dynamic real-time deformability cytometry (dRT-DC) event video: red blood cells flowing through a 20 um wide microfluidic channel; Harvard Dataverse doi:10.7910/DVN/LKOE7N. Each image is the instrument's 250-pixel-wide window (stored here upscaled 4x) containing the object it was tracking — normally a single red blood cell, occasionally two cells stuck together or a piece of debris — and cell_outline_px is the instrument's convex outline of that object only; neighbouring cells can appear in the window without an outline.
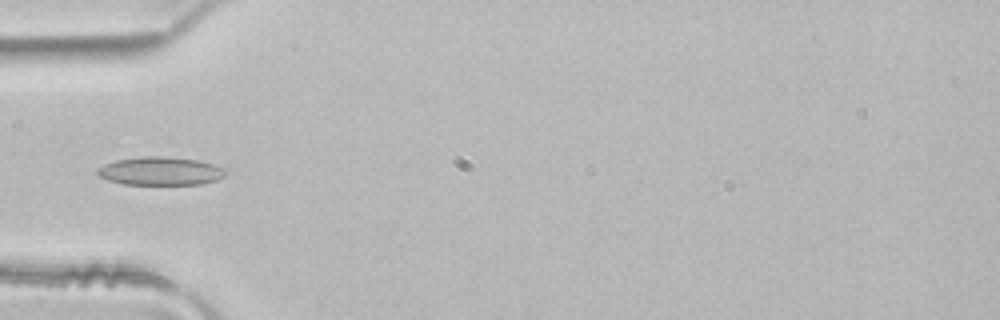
{"species": "common noctule bat (a hibernating species)", "species_latin": "Nyctalus noctula", "temperature_condition": "room temperature", "stored_images_in_passage": 3, "camera_frame_rate_fps": 3000, "um_per_image_px": 0.085, "animal": {"sex": "male", "body_mass_g": 21.5, "forearm_length_mm": 52.0}, "frame": {"image": 1, "passage_image": 3, "time_ms": 0.667, "image_size_px": [1000, 320], "cell_outline_px": [[228, 172], [224, 176], [216, 180], [200, 184], [124, 184], [108, 180], [100, 176], [96, 172], [96, 168], [104, 164], [116, 160], [144, 156], [168, 156], [196, 160], [212, 164], [224, 168]], "centroid_in_image_um": [13.62, 14.53], "position_along_channel_um": 71.4, "area_um2": 21.1}}